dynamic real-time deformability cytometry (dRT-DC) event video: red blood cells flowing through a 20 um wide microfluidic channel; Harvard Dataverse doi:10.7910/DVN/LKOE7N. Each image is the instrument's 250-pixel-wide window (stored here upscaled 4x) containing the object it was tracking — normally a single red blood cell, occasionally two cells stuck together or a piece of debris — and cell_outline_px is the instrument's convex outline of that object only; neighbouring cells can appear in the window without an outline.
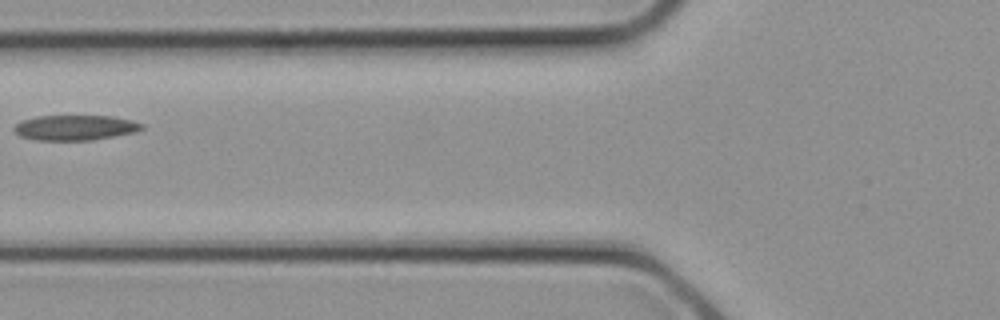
{"species": "common noctule bat (a hibernating species)", "species_latin": "Nyctalus noctula", "temperature_condition": "cold", "stored_images_in_passage": 5, "camera_frame_rate_fps": 3000, "um_per_image_px": 0.085, "animal": {"sex": "female", "body_mass_g": 21.9}, "frame": {"image": 1, "passage_image": 5, "time_ms": 1.333, "image_size_px": [1000, 320], "cell_outline_px": [[144, 128], [136, 132], [92, 140], [36, 140], [20, 136], [12, 128], [20, 120], [36, 116], [112, 116], [132, 120], [144, 124]], "centroid_in_image_um": [6.39, 10.84], "position_along_channel_um": 119.4, "area_um2": 18.84}}